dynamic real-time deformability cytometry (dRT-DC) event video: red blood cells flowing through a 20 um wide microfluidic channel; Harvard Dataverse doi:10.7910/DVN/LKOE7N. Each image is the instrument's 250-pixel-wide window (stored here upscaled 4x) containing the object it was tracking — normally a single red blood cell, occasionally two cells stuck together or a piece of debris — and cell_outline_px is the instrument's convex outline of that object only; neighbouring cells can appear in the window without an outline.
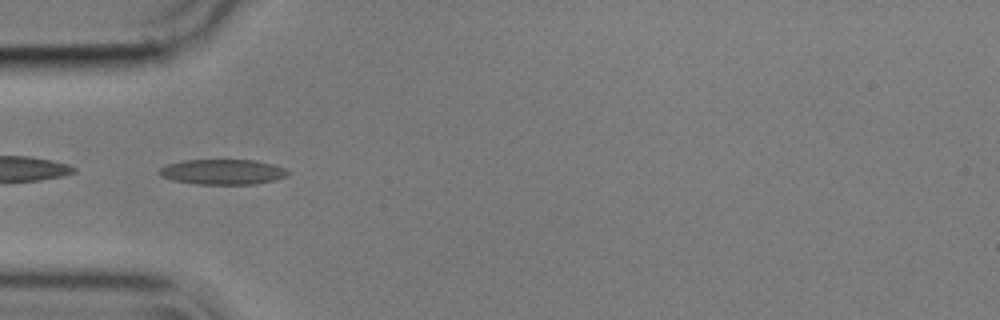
{"species": "common noctule bat (a hibernating species)", "species_latin": "Nyctalus noctula", "temperature_condition": "cold", "stored_images_in_passage": 55, "camera_frame_rate_fps": 3000, "um_per_image_px": 0.085, "animal": {"sex": "male", "body_mass_g": 17.9}, "frame": {"image": 1, "passage_image": 17, "time_ms": 5.333, "image_size_px": [1000, 320], "cell_outline_px": [[292, 172], [288, 176], [276, 180], [256, 184], [196, 184], [172, 180], [160, 176], [160, 168], [168, 164], [184, 160], [256, 160], [276, 164]], "centroid_in_image_um": [19.0, 14.61], "position_along_channel_um": 66.0, "area_um2": 19.13}}
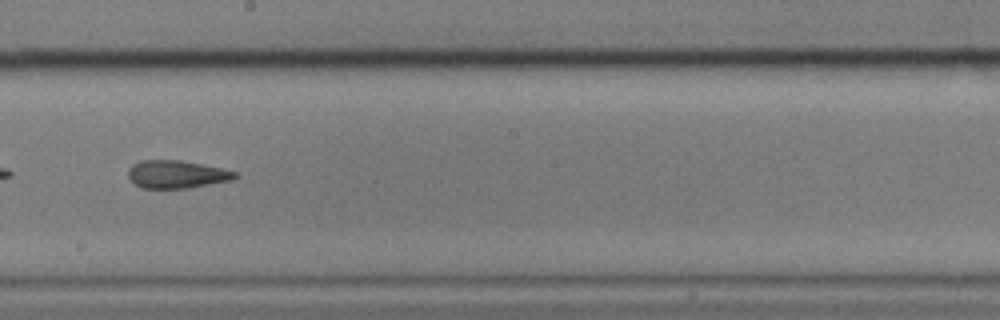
{"frame": {"image": 2, "passage_image": 31, "time_ms": 10.0, "image_size_px": [1000, 320], "cell_outline_px": [[240, 176], [232, 180], [188, 188], [144, 188], [136, 184], [128, 176], [128, 168], [132, 164], [140, 160], [180, 160], [220, 168], [236, 172]], "centroid_in_image_um": [15.01, 14.81], "position_along_channel_um": 233.2, "area_um2": 17.22}}
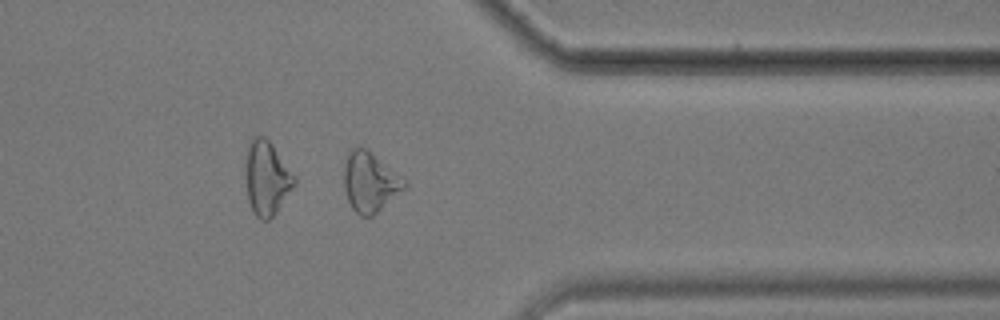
{"frame": {"image": 3, "passage_image": 44, "time_ms": 14.333, "image_size_px": [1000, 320], "cell_outline_px": [[408, 184], [404, 188], [372, 216], [360, 216], [352, 208], [348, 200], [344, 188], [344, 164], [348, 152], [352, 148], [368, 148], [404, 180]], "centroid_in_image_um": [31.41, 15.45], "position_along_channel_um": 380.0, "area_um2": 20.63}, "authors_computed_cell_mechanics": {"area_um2": 20.4612, "velocity_mm_per_s": 3.5851, "shape_relaxation_time_tau1_ms": null, "shape_relaxation_time_tau2_ms": 3.5148, "deformation_change_tau1": null, "deformation_change_tau2": 0.1292}}